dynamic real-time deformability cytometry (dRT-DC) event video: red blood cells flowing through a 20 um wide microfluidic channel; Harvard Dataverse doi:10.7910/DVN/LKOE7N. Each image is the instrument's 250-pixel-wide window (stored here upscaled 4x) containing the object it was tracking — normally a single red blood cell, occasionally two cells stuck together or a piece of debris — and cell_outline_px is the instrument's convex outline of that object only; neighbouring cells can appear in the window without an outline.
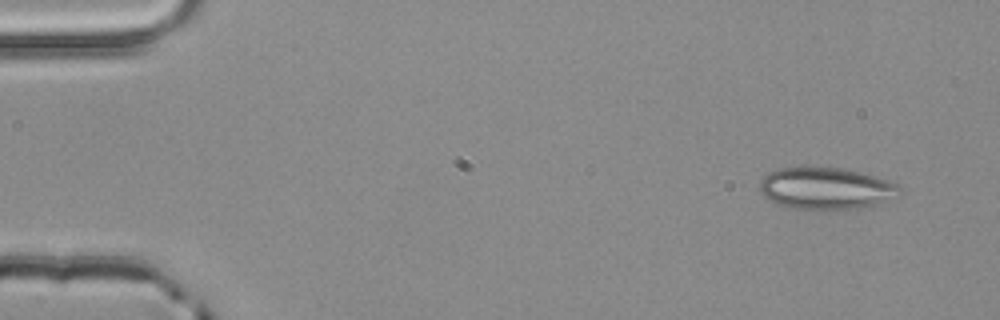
{"species": "common noctule bat (a hibernating species)", "species_latin": "Nyctalus noctula", "temperature_condition": "room temperature", "stored_images_in_passage": 4, "camera_frame_rate_fps": 3000, "um_per_image_px": 0.085, "animal": {"sex": "male", "body_mass_g": 20.4}, "frame": {"image": 1, "passage_image": 1, "time_ms": 0.0, "image_size_px": [1000, 320], "cell_outline_px": [[904, 192], [872, 208], [788, 208], [776, 204], [764, 196], [760, 192], [760, 180], [768, 172], [780, 168], [840, 168], [860, 172], [888, 180], [896, 184]], "centroid_in_image_um": [70.23, 16.02], "position_along_channel_um": 14.8, "area_um2": 33.99}}